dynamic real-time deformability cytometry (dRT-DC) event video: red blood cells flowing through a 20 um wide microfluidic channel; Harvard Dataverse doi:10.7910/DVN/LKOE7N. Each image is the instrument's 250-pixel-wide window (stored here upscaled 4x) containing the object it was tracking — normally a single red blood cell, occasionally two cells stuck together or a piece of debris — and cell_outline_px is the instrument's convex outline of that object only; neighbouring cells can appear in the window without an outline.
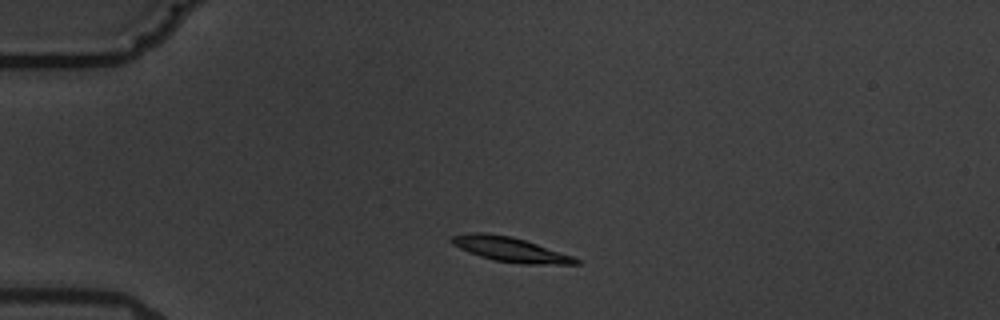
{"species": "common noctule bat (a hibernating species)", "species_latin": "Nyctalus noctula", "temperature_condition": "warm", "stored_images_in_passage": 2, "camera_frame_rate_fps": 3000, "um_per_image_px": 0.085, "animal": {"sex": "male", "body_mass_g": 19.5, "forearm_length_mm": 54.6}, "frame": {"image": 1, "passage_image": 1, "time_ms": 0.0, "image_size_px": [1000, 320], "cell_outline_px": [[580, 264], [520, 264], [492, 260], [468, 252], [452, 244], [452, 236], [472, 232], [484, 232], [512, 236], [572, 256], [580, 260]], "centroid_in_image_um": [43.35, 21.2], "position_along_channel_um": 41.6, "area_um2": 17.69}}